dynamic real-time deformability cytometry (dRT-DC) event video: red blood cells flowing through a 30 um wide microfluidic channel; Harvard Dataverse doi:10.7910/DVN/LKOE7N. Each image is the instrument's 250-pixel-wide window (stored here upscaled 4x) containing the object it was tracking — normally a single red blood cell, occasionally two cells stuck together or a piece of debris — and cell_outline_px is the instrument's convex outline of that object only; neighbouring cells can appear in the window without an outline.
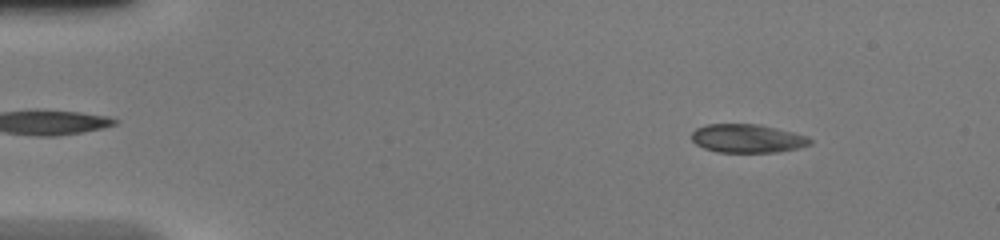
{"species": "common noctule bat (a hibernating species)", "species_latin": "Nyctalus noctula", "temperature_condition": "warm", "stored_images_in_passage": 46, "camera_frame_rate_fps": 3000, "um_per_image_px": 0.085, "animal": {"sex": "female", "body_mass_g": 20.0, "forearm_length_mm": 54.0}, "frame": {"image": 1, "passage_image": 4, "time_ms": 1.0, "image_size_px": [1000, 240], "cell_outline_px": [[812, 144], [800, 148], [776, 152], [716, 152], [704, 148], [696, 144], [692, 140], [692, 132], [696, 128], [708, 124], [760, 124], [808, 136], [812, 140]], "centroid_in_image_um": [63.54, 11.77], "position_along_channel_um": 21.5, "area_um2": 19.77}}
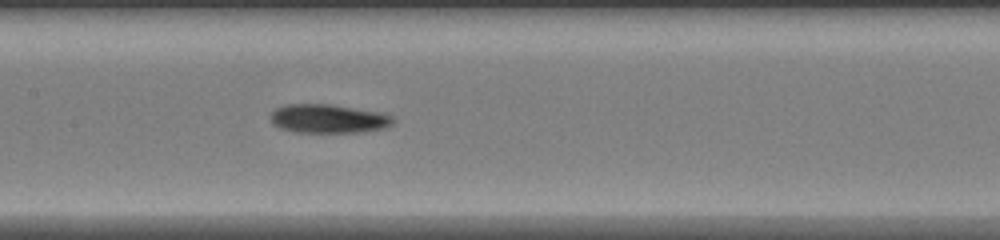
{"frame": {"image": 2, "passage_image": 22, "time_ms": 7.0, "image_size_px": [1000, 240], "cell_outline_px": [[396, 120], [392, 124], [384, 128], [360, 132], [292, 132], [280, 128], [272, 124], [272, 112], [276, 108], [288, 104], [328, 104], [380, 112], [392, 116]], "centroid_in_image_um": [27.91, 10.09], "position_along_channel_um": 179.5, "area_um2": 20.46}}
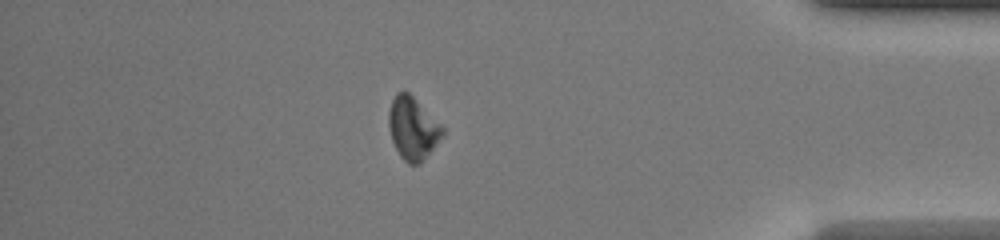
{"frame": {"image": 3, "passage_image": 40, "time_ms": 13.0, "image_size_px": [1000, 240], "cell_outline_px": [[444, 132], [420, 164], [408, 164], [400, 156], [392, 140], [388, 128], [388, 112], [392, 100], [396, 92], [408, 92], [444, 128]], "centroid_in_image_um": [35.04, 10.91], "position_along_channel_um": 400.2, "area_um2": 19.13}, "authors_computed_cell_mechanics": {"area_um2": 19.8832, "velocity_mm_per_s": 4.2448, "shape_relaxation_time_tau1_ms": 4.7689, "shape_relaxation_time_tau2_ms": null, "deformation_change_tau1": 0.1342, "deformation_change_tau2": null}}